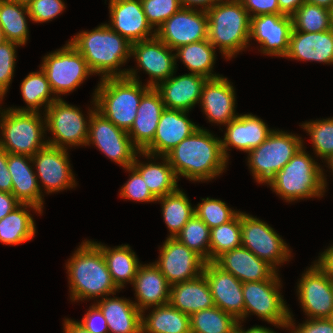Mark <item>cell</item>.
<instances>
[{
	"label": "cell",
	"instance_id": "obj_30",
	"mask_svg": "<svg viewBox=\"0 0 333 333\" xmlns=\"http://www.w3.org/2000/svg\"><path fill=\"white\" fill-rule=\"evenodd\" d=\"M31 162L32 157L8 153L7 166L12 177V194L21 204L33 205L42 212L43 195L37 174L29 164Z\"/></svg>",
	"mask_w": 333,
	"mask_h": 333
},
{
	"label": "cell",
	"instance_id": "obj_1",
	"mask_svg": "<svg viewBox=\"0 0 333 333\" xmlns=\"http://www.w3.org/2000/svg\"><path fill=\"white\" fill-rule=\"evenodd\" d=\"M165 157L177 178L181 175L192 181H206L219 176L228 161L223 154L221 139L201 127Z\"/></svg>",
	"mask_w": 333,
	"mask_h": 333
},
{
	"label": "cell",
	"instance_id": "obj_12",
	"mask_svg": "<svg viewBox=\"0 0 333 333\" xmlns=\"http://www.w3.org/2000/svg\"><path fill=\"white\" fill-rule=\"evenodd\" d=\"M44 111L46 130L54 135L51 140H47L48 145L59 148H67L65 145H86L89 122L77 107L58 98Z\"/></svg>",
	"mask_w": 333,
	"mask_h": 333
},
{
	"label": "cell",
	"instance_id": "obj_18",
	"mask_svg": "<svg viewBox=\"0 0 333 333\" xmlns=\"http://www.w3.org/2000/svg\"><path fill=\"white\" fill-rule=\"evenodd\" d=\"M172 51L174 50L156 36L132 43L131 55L135 57L138 67L151 77L147 86L155 88L174 74L176 57Z\"/></svg>",
	"mask_w": 333,
	"mask_h": 333
},
{
	"label": "cell",
	"instance_id": "obj_57",
	"mask_svg": "<svg viewBox=\"0 0 333 333\" xmlns=\"http://www.w3.org/2000/svg\"><path fill=\"white\" fill-rule=\"evenodd\" d=\"M305 0H278L279 9L284 15L291 16Z\"/></svg>",
	"mask_w": 333,
	"mask_h": 333
},
{
	"label": "cell",
	"instance_id": "obj_26",
	"mask_svg": "<svg viewBox=\"0 0 333 333\" xmlns=\"http://www.w3.org/2000/svg\"><path fill=\"white\" fill-rule=\"evenodd\" d=\"M226 125V132L224 139H221V144L227 160L229 146L248 153L265 141L273 131L267 127L262 119L253 114L238 115Z\"/></svg>",
	"mask_w": 333,
	"mask_h": 333
},
{
	"label": "cell",
	"instance_id": "obj_31",
	"mask_svg": "<svg viewBox=\"0 0 333 333\" xmlns=\"http://www.w3.org/2000/svg\"><path fill=\"white\" fill-rule=\"evenodd\" d=\"M169 303L189 316L215 306L208 282L203 274L195 279L170 285Z\"/></svg>",
	"mask_w": 333,
	"mask_h": 333
},
{
	"label": "cell",
	"instance_id": "obj_55",
	"mask_svg": "<svg viewBox=\"0 0 333 333\" xmlns=\"http://www.w3.org/2000/svg\"><path fill=\"white\" fill-rule=\"evenodd\" d=\"M20 204L13 194L0 191V220Z\"/></svg>",
	"mask_w": 333,
	"mask_h": 333
},
{
	"label": "cell",
	"instance_id": "obj_51",
	"mask_svg": "<svg viewBox=\"0 0 333 333\" xmlns=\"http://www.w3.org/2000/svg\"><path fill=\"white\" fill-rule=\"evenodd\" d=\"M78 323L91 333H109L107 321L95 304L90 306L82 321Z\"/></svg>",
	"mask_w": 333,
	"mask_h": 333
},
{
	"label": "cell",
	"instance_id": "obj_58",
	"mask_svg": "<svg viewBox=\"0 0 333 333\" xmlns=\"http://www.w3.org/2000/svg\"><path fill=\"white\" fill-rule=\"evenodd\" d=\"M219 0H179L182 8L193 9L196 5H200L202 10L207 11L214 6Z\"/></svg>",
	"mask_w": 333,
	"mask_h": 333
},
{
	"label": "cell",
	"instance_id": "obj_60",
	"mask_svg": "<svg viewBox=\"0 0 333 333\" xmlns=\"http://www.w3.org/2000/svg\"><path fill=\"white\" fill-rule=\"evenodd\" d=\"M241 324V322L239 321L238 322V327L244 332V333H274V331L273 330H270V329H268V328H266V327H262V326H254V327H252V328H250V329H247L246 331L245 330H243L241 327L242 326H240V324ZM276 333V332H275Z\"/></svg>",
	"mask_w": 333,
	"mask_h": 333
},
{
	"label": "cell",
	"instance_id": "obj_53",
	"mask_svg": "<svg viewBox=\"0 0 333 333\" xmlns=\"http://www.w3.org/2000/svg\"><path fill=\"white\" fill-rule=\"evenodd\" d=\"M249 13L250 18L263 14H283L279 9L278 0H240ZM252 12V14H251Z\"/></svg>",
	"mask_w": 333,
	"mask_h": 333
},
{
	"label": "cell",
	"instance_id": "obj_64",
	"mask_svg": "<svg viewBox=\"0 0 333 333\" xmlns=\"http://www.w3.org/2000/svg\"><path fill=\"white\" fill-rule=\"evenodd\" d=\"M15 1L27 6L34 0H15Z\"/></svg>",
	"mask_w": 333,
	"mask_h": 333
},
{
	"label": "cell",
	"instance_id": "obj_28",
	"mask_svg": "<svg viewBox=\"0 0 333 333\" xmlns=\"http://www.w3.org/2000/svg\"><path fill=\"white\" fill-rule=\"evenodd\" d=\"M285 57L333 64V29L316 33L292 31Z\"/></svg>",
	"mask_w": 333,
	"mask_h": 333
},
{
	"label": "cell",
	"instance_id": "obj_35",
	"mask_svg": "<svg viewBox=\"0 0 333 333\" xmlns=\"http://www.w3.org/2000/svg\"><path fill=\"white\" fill-rule=\"evenodd\" d=\"M96 244L102 250L108 270L116 287L120 290L126 282L132 284L141 264H139L140 262L130 246L121 245L110 248L101 243L96 242Z\"/></svg>",
	"mask_w": 333,
	"mask_h": 333
},
{
	"label": "cell",
	"instance_id": "obj_3",
	"mask_svg": "<svg viewBox=\"0 0 333 333\" xmlns=\"http://www.w3.org/2000/svg\"><path fill=\"white\" fill-rule=\"evenodd\" d=\"M71 300L103 298L118 290L101 248L93 241H85L77 248L66 264Z\"/></svg>",
	"mask_w": 333,
	"mask_h": 333
},
{
	"label": "cell",
	"instance_id": "obj_21",
	"mask_svg": "<svg viewBox=\"0 0 333 333\" xmlns=\"http://www.w3.org/2000/svg\"><path fill=\"white\" fill-rule=\"evenodd\" d=\"M209 285L214 305L222 311L244 321L243 283L213 262H206L202 273Z\"/></svg>",
	"mask_w": 333,
	"mask_h": 333
},
{
	"label": "cell",
	"instance_id": "obj_62",
	"mask_svg": "<svg viewBox=\"0 0 333 333\" xmlns=\"http://www.w3.org/2000/svg\"><path fill=\"white\" fill-rule=\"evenodd\" d=\"M326 161H327L329 168H331L332 172H333V154L329 158H327Z\"/></svg>",
	"mask_w": 333,
	"mask_h": 333
},
{
	"label": "cell",
	"instance_id": "obj_19",
	"mask_svg": "<svg viewBox=\"0 0 333 333\" xmlns=\"http://www.w3.org/2000/svg\"><path fill=\"white\" fill-rule=\"evenodd\" d=\"M292 29L291 16L263 14L251 17L250 39L253 38L261 44V53L285 57Z\"/></svg>",
	"mask_w": 333,
	"mask_h": 333
},
{
	"label": "cell",
	"instance_id": "obj_10",
	"mask_svg": "<svg viewBox=\"0 0 333 333\" xmlns=\"http://www.w3.org/2000/svg\"><path fill=\"white\" fill-rule=\"evenodd\" d=\"M45 72L53 94H66L76 89L88 75H93L82 54L69 42L43 58Z\"/></svg>",
	"mask_w": 333,
	"mask_h": 333
},
{
	"label": "cell",
	"instance_id": "obj_56",
	"mask_svg": "<svg viewBox=\"0 0 333 333\" xmlns=\"http://www.w3.org/2000/svg\"><path fill=\"white\" fill-rule=\"evenodd\" d=\"M316 264L333 280V246L326 249L319 257Z\"/></svg>",
	"mask_w": 333,
	"mask_h": 333
},
{
	"label": "cell",
	"instance_id": "obj_9",
	"mask_svg": "<svg viewBox=\"0 0 333 333\" xmlns=\"http://www.w3.org/2000/svg\"><path fill=\"white\" fill-rule=\"evenodd\" d=\"M280 282L276 273L269 280L243 283L244 318L252 312L275 326L288 328L291 312L278 290Z\"/></svg>",
	"mask_w": 333,
	"mask_h": 333
},
{
	"label": "cell",
	"instance_id": "obj_50",
	"mask_svg": "<svg viewBox=\"0 0 333 333\" xmlns=\"http://www.w3.org/2000/svg\"><path fill=\"white\" fill-rule=\"evenodd\" d=\"M27 7L29 18L42 23L57 17L65 9V4L62 0H34Z\"/></svg>",
	"mask_w": 333,
	"mask_h": 333
},
{
	"label": "cell",
	"instance_id": "obj_23",
	"mask_svg": "<svg viewBox=\"0 0 333 333\" xmlns=\"http://www.w3.org/2000/svg\"><path fill=\"white\" fill-rule=\"evenodd\" d=\"M213 263L242 283L269 280L277 273L266 261L242 246L222 253Z\"/></svg>",
	"mask_w": 333,
	"mask_h": 333
},
{
	"label": "cell",
	"instance_id": "obj_8",
	"mask_svg": "<svg viewBox=\"0 0 333 333\" xmlns=\"http://www.w3.org/2000/svg\"><path fill=\"white\" fill-rule=\"evenodd\" d=\"M301 137L273 130L265 141L248 152V165L258 183H267L303 146Z\"/></svg>",
	"mask_w": 333,
	"mask_h": 333
},
{
	"label": "cell",
	"instance_id": "obj_24",
	"mask_svg": "<svg viewBox=\"0 0 333 333\" xmlns=\"http://www.w3.org/2000/svg\"><path fill=\"white\" fill-rule=\"evenodd\" d=\"M235 91L227 78L207 79L203 85L200 104L209 122L228 124L235 119Z\"/></svg>",
	"mask_w": 333,
	"mask_h": 333
},
{
	"label": "cell",
	"instance_id": "obj_29",
	"mask_svg": "<svg viewBox=\"0 0 333 333\" xmlns=\"http://www.w3.org/2000/svg\"><path fill=\"white\" fill-rule=\"evenodd\" d=\"M164 109L165 106L159 92L151 87L142 96L137 109V116L128 132L132 143L140 151L153 140Z\"/></svg>",
	"mask_w": 333,
	"mask_h": 333
},
{
	"label": "cell",
	"instance_id": "obj_33",
	"mask_svg": "<svg viewBox=\"0 0 333 333\" xmlns=\"http://www.w3.org/2000/svg\"><path fill=\"white\" fill-rule=\"evenodd\" d=\"M38 213L40 209L30 204H20L0 220V242L7 245H18L31 240L36 231L33 217L26 208Z\"/></svg>",
	"mask_w": 333,
	"mask_h": 333
},
{
	"label": "cell",
	"instance_id": "obj_16",
	"mask_svg": "<svg viewBox=\"0 0 333 333\" xmlns=\"http://www.w3.org/2000/svg\"><path fill=\"white\" fill-rule=\"evenodd\" d=\"M298 299L310 318L325 319L333 312V280L315 263L303 274Z\"/></svg>",
	"mask_w": 333,
	"mask_h": 333
},
{
	"label": "cell",
	"instance_id": "obj_61",
	"mask_svg": "<svg viewBox=\"0 0 333 333\" xmlns=\"http://www.w3.org/2000/svg\"><path fill=\"white\" fill-rule=\"evenodd\" d=\"M306 3L321 6L329 9L333 5V0H305Z\"/></svg>",
	"mask_w": 333,
	"mask_h": 333
},
{
	"label": "cell",
	"instance_id": "obj_13",
	"mask_svg": "<svg viewBox=\"0 0 333 333\" xmlns=\"http://www.w3.org/2000/svg\"><path fill=\"white\" fill-rule=\"evenodd\" d=\"M241 246L277 270L288 261L291 251L287 244L267 223L247 213H241Z\"/></svg>",
	"mask_w": 333,
	"mask_h": 333
},
{
	"label": "cell",
	"instance_id": "obj_39",
	"mask_svg": "<svg viewBox=\"0 0 333 333\" xmlns=\"http://www.w3.org/2000/svg\"><path fill=\"white\" fill-rule=\"evenodd\" d=\"M157 201H161L162 204L163 219L170 231L168 237L175 238L195 214L194 207L192 208L188 197L180 189L157 198Z\"/></svg>",
	"mask_w": 333,
	"mask_h": 333
},
{
	"label": "cell",
	"instance_id": "obj_49",
	"mask_svg": "<svg viewBox=\"0 0 333 333\" xmlns=\"http://www.w3.org/2000/svg\"><path fill=\"white\" fill-rule=\"evenodd\" d=\"M125 169L132 175L120 189V196L138 202H156L157 198L151 193L140 173L133 166Z\"/></svg>",
	"mask_w": 333,
	"mask_h": 333
},
{
	"label": "cell",
	"instance_id": "obj_45",
	"mask_svg": "<svg viewBox=\"0 0 333 333\" xmlns=\"http://www.w3.org/2000/svg\"><path fill=\"white\" fill-rule=\"evenodd\" d=\"M309 133L315 154L327 159L333 154V118L315 120L301 125Z\"/></svg>",
	"mask_w": 333,
	"mask_h": 333
},
{
	"label": "cell",
	"instance_id": "obj_11",
	"mask_svg": "<svg viewBox=\"0 0 333 333\" xmlns=\"http://www.w3.org/2000/svg\"><path fill=\"white\" fill-rule=\"evenodd\" d=\"M89 111V130L86 145L94 144L109 159L124 168L132 166L140 150L132 143L128 132L116 127L96 108Z\"/></svg>",
	"mask_w": 333,
	"mask_h": 333
},
{
	"label": "cell",
	"instance_id": "obj_32",
	"mask_svg": "<svg viewBox=\"0 0 333 333\" xmlns=\"http://www.w3.org/2000/svg\"><path fill=\"white\" fill-rule=\"evenodd\" d=\"M95 305L106 319L109 333H142V312L134 302L106 296Z\"/></svg>",
	"mask_w": 333,
	"mask_h": 333
},
{
	"label": "cell",
	"instance_id": "obj_2",
	"mask_svg": "<svg viewBox=\"0 0 333 333\" xmlns=\"http://www.w3.org/2000/svg\"><path fill=\"white\" fill-rule=\"evenodd\" d=\"M69 43L82 54L93 74L107 77H126L127 70H119L131 56V43L108 24L91 31H82ZM119 70V71H117Z\"/></svg>",
	"mask_w": 333,
	"mask_h": 333
},
{
	"label": "cell",
	"instance_id": "obj_47",
	"mask_svg": "<svg viewBox=\"0 0 333 333\" xmlns=\"http://www.w3.org/2000/svg\"><path fill=\"white\" fill-rule=\"evenodd\" d=\"M141 3L147 22L152 28L160 27L182 8L179 0H141Z\"/></svg>",
	"mask_w": 333,
	"mask_h": 333
},
{
	"label": "cell",
	"instance_id": "obj_40",
	"mask_svg": "<svg viewBox=\"0 0 333 333\" xmlns=\"http://www.w3.org/2000/svg\"><path fill=\"white\" fill-rule=\"evenodd\" d=\"M22 98L27 104L26 108H11L16 111L38 112L40 106L49 107L60 97H51V87L45 72L40 68L38 72H31L21 83ZM47 105V106H46Z\"/></svg>",
	"mask_w": 333,
	"mask_h": 333
},
{
	"label": "cell",
	"instance_id": "obj_48",
	"mask_svg": "<svg viewBox=\"0 0 333 333\" xmlns=\"http://www.w3.org/2000/svg\"><path fill=\"white\" fill-rule=\"evenodd\" d=\"M17 46L21 45L10 41L0 46V101L3 100L13 78Z\"/></svg>",
	"mask_w": 333,
	"mask_h": 333
},
{
	"label": "cell",
	"instance_id": "obj_25",
	"mask_svg": "<svg viewBox=\"0 0 333 333\" xmlns=\"http://www.w3.org/2000/svg\"><path fill=\"white\" fill-rule=\"evenodd\" d=\"M207 78L199 74H184L159 83L155 89L159 92L165 108L189 112L201 99V93Z\"/></svg>",
	"mask_w": 333,
	"mask_h": 333
},
{
	"label": "cell",
	"instance_id": "obj_43",
	"mask_svg": "<svg viewBox=\"0 0 333 333\" xmlns=\"http://www.w3.org/2000/svg\"><path fill=\"white\" fill-rule=\"evenodd\" d=\"M292 31L316 33L332 29L329 9L304 2L292 15Z\"/></svg>",
	"mask_w": 333,
	"mask_h": 333
},
{
	"label": "cell",
	"instance_id": "obj_52",
	"mask_svg": "<svg viewBox=\"0 0 333 333\" xmlns=\"http://www.w3.org/2000/svg\"><path fill=\"white\" fill-rule=\"evenodd\" d=\"M309 319L305 323L295 327L292 319V314L290 313L287 327L290 328L293 327V330L295 331H292V333H333V326L327 318L325 319L309 318Z\"/></svg>",
	"mask_w": 333,
	"mask_h": 333
},
{
	"label": "cell",
	"instance_id": "obj_17",
	"mask_svg": "<svg viewBox=\"0 0 333 333\" xmlns=\"http://www.w3.org/2000/svg\"><path fill=\"white\" fill-rule=\"evenodd\" d=\"M185 111L165 108L160 116L153 140L139 154L147 158H160L176 147L182 140L196 131L195 125Z\"/></svg>",
	"mask_w": 333,
	"mask_h": 333
},
{
	"label": "cell",
	"instance_id": "obj_59",
	"mask_svg": "<svg viewBox=\"0 0 333 333\" xmlns=\"http://www.w3.org/2000/svg\"><path fill=\"white\" fill-rule=\"evenodd\" d=\"M64 331L65 333H91L83 326H81L78 321H73L66 318L64 320Z\"/></svg>",
	"mask_w": 333,
	"mask_h": 333
},
{
	"label": "cell",
	"instance_id": "obj_34",
	"mask_svg": "<svg viewBox=\"0 0 333 333\" xmlns=\"http://www.w3.org/2000/svg\"><path fill=\"white\" fill-rule=\"evenodd\" d=\"M142 314V333H191L190 316L170 303L156 306L149 316Z\"/></svg>",
	"mask_w": 333,
	"mask_h": 333
},
{
	"label": "cell",
	"instance_id": "obj_66",
	"mask_svg": "<svg viewBox=\"0 0 333 333\" xmlns=\"http://www.w3.org/2000/svg\"><path fill=\"white\" fill-rule=\"evenodd\" d=\"M230 333H244V332L237 326Z\"/></svg>",
	"mask_w": 333,
	"mask_h": 333
},
{
	"label": "cell",
	"instance_id": "obj_14",
	"mask_svg": "<svg viewBox=\"0 0 333 333\" xmlns=\"http://www.w3.org/2000/svg\"><path fill=\"white\" fill-rule=\"evenodd\" d=\"M155 36L172 50L180 46L208 39L207 12L181 8L154 29Z\"/></svg>",
	"mask_w": 333,
	"mask_h": 333
},
{
	"label": "cell",
	"instance_id": "obj_36",
	"mask_svg": "<svg viewBox=\"0 0 333 333\" xmlns=\"http://www.w3.org/2000/svg\"><path fill=\"white\" fill-rule=\"evenodd\" d=\"M164 162L161 163H138L137 157L132 166L140 173L148 186L151 193L160 198L167 194H171L178 189L177 177L173 168L170 166L168 159L162 156Z\"/></svg>",
	"mask_w": 333,
	"mask_h": 333
},
{
	"label": "cell",
	"instance_id": "obj_22",
	"mask_svg": "<svg viewBox=\"0 0 333 333\" xmlns=\"http://www.w3.org/2000/svg\"><path fill=\"white\" fill-rule=\"evenodd\" d=\"M109 8L111 24L108 25L131 44L155 37L141 0H110Z\"/></svg>",
	"mask_w": 333,
	"mask_h": 333
},
{
	"label": "cell",
	"instance_id": "obj_65",
	"mask_svg": "<svg viewBox=\"0 0 333 333\" xmlns=\"http://www.w3.org/2000/svg\"><path fill=\"white\" fill-rule=\"evenodd\" d=\"M329 14L331 19V27L333 29V5L329 8Z\"/></svg>",
	"mask_w": 333,
	"mask_h": 333
},
{
	"label": "cell",
	"instance_id": "obj_20",
	"mask_svg": "<svg viewBox=\"0 0 333 333\" xmlns=\"http://www.w3.org/2000/svg\"><path fill=\"white\" fill-rule=\"evenodd\" d=\"M67 148L45 146L32 156L37 178L42 181L47 193L75 187V178L70 168Z\"/></svg>",
	"mask_w": 333,
	"mask_h": 333
},
{
	"label": "cell",
	"instance_id": "obj_63",
	"mask_svg": "<svg viewBox=\"0 0 333 333\" xmlns=\"http://www.w3.org/2000/svg\"><path fill=\"white\" fill-rule=\"evenodd\" d=\"M4 42H6V39H5V36H4V33H3V29L0 27V46Z\"/></svg>",
	"mask_w": 333,
	"mask_h": 333
},
{
	"label": "cell",
	"instance_id": "obj_41",
	"mask_svg": "<svg viewBox=\"0 0 333 333\" xmlns=\"http://www.w3.org/2000/svg\"><path fill=\"white\" fill-rule=\"evenodd\" d=\"M239 320L233 315L213 306L190 316L191 333H230Z\"/></svg>",
	"mask_w": 333,
	"mask_h": 333
},
{
	"label": "cell",
	"instance_id": "obj_27",
	"mask_svg": "<svg viewBox=\"0 0 333 333\" xmlns=\"http://www.w3.org/2000/svg\"><path fill=\"white\" fill-rule=\"evenodd\" d=\"M132 285L138 301L134 304L142 313H145V309L147 310L151 306L156 307L169 303L170 284L154 263L141 264Z\"/></svg>",
	"mask_w": 333,
	"mask_h": 333
},
{
	"label": "cell",
	"instance_id": "obj_5",
	"mask_svg": "<svg viewBox=\"0 0 333 333\" xmlns=\"http://www.w3.org/2000/svg\"><path fill=\"white\" fill-rule=\"evenodd\" d=\"M208 41L229 59L250 43L251 18L240 0H219L206 11Z\"/></svg>",
	"mask_w": 333,
	"mask_h": 333
},
{
	"label": "cell",
	"instance_id": "obj_37",
	"mask_svg": "<svg viewBox=\"0 0 333 333\" xmlns=\"http://www.w3.org/2000/svg\"><path fill=\"white\" fill-rule=\"evenodd\" d=\"M175 50L176 59L180 57L191 73L202 75L207 79L220 77L211 72L216 59V51L208 39L186 44Z\"/></svg>",
	"mask_w": 333,
	"mask_h": 333
},
{
	"label": "cell",
	"instance_id": "obj_6",
	"mask_svg": "<svg viewBox=\"0 0 333 333\" xmlns=\"http://www.w3.org/2000/svg\"><path fill=\"white\" fill-rule=\"evenodd\" d=\"M303 147L268 182L273 191L286 202L321 197L327 186L321 166L305 152Z\"/></svg>",
	"mask_w": 333,
	"mask_h": 333
},
{
	"label": "cell",
	"instance_id": "obj_4",
	"mask_svg": "<svg viewBox=\"0 0 333 333\" xmlns=\"http://www.w3.org/2000/svg\"><path fill=\"white\" fill-rule=\"evenodd\" d=\"M136 75V70L128 69L126 77L101 79L93 98L96 110L126 132H129L137 116L142 96L151 88L141 86Z\"/></svg>",
	"mask_w": 333,
	"mask_h": 333
},
{
	"label": "cell",
	"instance_id": "obj_54",
	"mask_svg": "<svg viewBox=\"0 0 333 333\" xmlns=\"http://www.w3.org/2000/svg\"><path fill=\"white\" fill-rule=\"evenodd\" d=\"M7 163L8 152L0 148V191L12 194V177Z\"/></svg>",
	"mask_w": 333,
	"mask_h": 333
},
{
	"label": "cell",
	"instance_id": "obj_7",
	"mask_svg": "<svg viewBox=\"0 0 333 333\" xmlns=\"http://www.w3.org/2000/svg\"><path fill=\"white\" fill-rule=\"evenodd\" d=\"M2 131L0 148L10 154L32 157L38 150L48 145L42 140L46 131L44 121L38 112L16 111L11 108L0 112Z\"/></svg>",
	"mask_w": 333,
	"mask_h": 333
},
{
	"label": "cell",
	"instance_id": "obj_67",
	"mask_svg": "<svg viewBox=\"0 0 333 333\" xmlns=\"http://www.w3.org/2000/svg\"><path fill=\"white\" fill-rule=\"evenodd\" d=\"M327 319L331 322L333 326V312L330 314V316Z\"/></svg>",
	"mask_w": 333,
	"mask_h": 333
},
{
	"label": "cell",
	"instance_id": "obj_15",
	"mask_svg": "<svg viewBox=\"0 0 333 333\" xmlns=\"http://www.w3.org/2000/svg\"><path fill=\"white\" fill-rule=\"evenodd\" d=\"M154 264L172 285L197 278L203 273L206 261L176 238L167 237Z\"/></svg>",
	"mask_w": 333,
	"mask_h": 333
},
{
	"label": "cell",
	"instance_id": "obj_44",
	"mask_svg": "<svg viewBox=\"0 0 333 333\" xmlns=\"http://www.w3.org/2000/svg\"><path fill=\"white\" fill-rule=\"evenodd\" d=\"M210 228L194 214L176 235V239L209 262Z\"/></svg>",
	"mask_w": 333,
	"mask_h": 333
},
{
	"label": "cell",
	"instance_id": "obj_42",
	"mask_svg": "<svg viewBox=\"0 0 333 333\" xmlns=\"http://www.w3.org/2000/svg\"><path fill=\"white\" fill-rule=\"evenodd\" d=\"M241 212L231 221L210 230L209 262L222 253L241 247Z\"/></svg>",
	"mask_w": 333,
	"mask_h": 333
},
{
	"label": "cell",
	"instance_id": "obj_38",
	"mask_svg": "<svg viewBox=\"0 0 333 333\" xmlns=\"http://www.w3.org/2000/svg\"><path fill=\"white\" fill-rule=\"evenodd\" d=\"M28 7L15 0H0V27L6 41L25 45L28 40Z\"/></svg>",
	"mask_w": 333,
	"mask_h": 333
},
{
	"label": "cell",
	"instance_id": "obj_46",
	"mask_svg": "<svg viewBox=\"0 0 333 333\" xmlns=\"http://www.w3.org/2000/svg\"><path fill=\"white\" fill-rule=\"evenodd\" d=\"M202 201L197 205V208H194V213L210 229L233 220L240 213V211L229 208L222 200L207 197Z\"/></svg>",
	"mask_w": 333,
	"mask_h": 333
}]
</instances>
